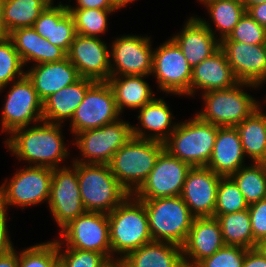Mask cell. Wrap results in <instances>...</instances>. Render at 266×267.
<instances>
[{
  "label": "cell",
  "instance_id": "6da1fadb",
  "mask_svg": "<svg viewBox=\"0 0 266 267\" xmlns=\"http://www.w3.org/2000/svg\"><path fill=\"white\" fill-rule=\"evenodd\" d=\"M42 122V125L31 128L15 129L6 140L7 147L17 158L34 162L33 166L58 168L69 155L61 136V124Z\"/></svg>",
  "mask_w": 266,
  "mask_h": 267
},
{
  "label": "cell",
  "instance_id": "7a4b0ae2",
  "mask_svg": "<svg viewBox=\"0 0 266 267\" xmlns=\"http://www.w3.org/2000/svg\"><path fill=\"white\" fill-rule=\"evenodd\" d=\"M164 149V143L133 137L113 155L110 170L129 195H133L146 181Z\"/></svg>",
  "mask_w": 266,
  "mask_h": 267
},
{
  "label": "cell",
  "instance_id": "3957f363",
  "mask_svg": "<svg viewBox=\"0 0 266 267\" xmlns=\"http://www.w3.org/2000/svg\"><path fill=\"white\" fill-rule=\"evenodd\" d=\"M108 220L111 250L123 254L121 259L153 241L144 203L133 195H128L115 207L108 214Z\"/></svg>",
  "mask_w": 266,
  "mask_h": 267
},
{
  "label": "cell",
  "instance_id": "277c9868",
  "mask_svg": "<svg viewBox=\"0 0 266 267\" xmlns=\"http://www.w3.org/2000/svg\"><path fill=\"white\" fill-rule=\"evenodd\" d=\"M78 185L87 212L109 214L129 193L112 174L109 164L77 162Z\"/></svg>",
  "mask_w": 266,
  "mask_h": 267
},
{
  "label": "cell",
  "instance_id": "5b68a950",
  "mask_svg": "<svg viewBox=\"0 0 266 267\" xmlns=\"http://www.w3.org/2000/svg\"><path fill=\"white\" fill-rule=\"evenodd\" d=\"M144 203L153 241L183 246L194 216L180 196L141 200Z\"/></svg>",
  "mask_w": 266,
  "mask_h": 267
},
{
  "label": "cell",
  "instance_id": "8992f818",
  "mask_svg": "<svg viewBox=\"0 0 266 267\" xmlns=\"http://www.w3.org/2000/svg\"><path fill=\"white\" fill-rule=\"evenodd\" d=\"M218 126L201 120L197 115L176 128L164 143L165 150L191 167L207 166L212 156Z\"/></svg>",
  "mask_w": 266,
  "mask_h": 267
},
{
  "label": "cell",
  "instance_id": "52a82bcc",
  "mask_svg": "<svg viewBox=\"0 0 266 267\" xmlns=\"http://www.w3.org/2000/svg\"><path fill=\"white\" fill-rule=\"evenodd\" d=\"M245 85L256 88L252 83L239 82L234 87L205 92V110L196 115L219 127H236L255 111L257 103L241 89Z\"/></svg>",
  "mask_w": 266,
  "mask_h": 267
},
{
  "label": "cell",
  "instance_id": "ba28073f",
  "mask_svg": "<svg viewBox=\"0 0 266 267\" xmlns=\"http://www.w3.org/2000/svg\"><path fill=\"white\" fill-rule=\"evenodd\" d=\"M85 164H109L113 155L133 138L132 126L122 120L75 134ZM87 159V160H86Z\"/></svg>",
  "mask_w": 266,
  "mask_h": 267
},
{
  "label": "cell",
  "instance_id": "9c48e42d",
  "mask_svg": "<svg viewBox=\"0 0 266 267\" xmlns=\"http://www.w3.org/2000/svg\"><path fill=\"white\" fill-rule=\"evenodd\" d=\"M114 93L107 81H95L71 118L74 134L100 128L119 120Z\"/></svg>",
  "mask_w": 266,
  "mask_h": 267
},
{
  "label": "cell",
  "instance_id": "30bf717a",
  "mask_svg": "<svg viewBox=\"0 0 266 267\" xmlns=\"http://www.w3.org/2000/svg\"><path fill=\"white\" fill-rule=\"evenodd\" d=\"M61 236L67 248L98 252L113 260L108 214L86 211L65 225Z\"/></svg>",
  "mask_w": 266,
  "mask_h": 267
},
{
  "label": "cell",
  "instance_id": "8fae6325",
  "mask_svg": "<svg viewBox=\"0 0 266 267\" xmlns=\"http://www.w3.org/2000/svg\"><path fill=\"white\" fill-rule=\"evenodd\" d=\"M192 167L163 150L146 181L134 193L139 200L180 196L187 174Z\"/></svg>",
  "mask_w": 266,
  "mask_h": 267
},
{
  "label": "cell",
  "instance_id": "7c38bea8",
  "mask_svg": "<svg viewBox=\"0 0 266 267\" xmlns=\"http://www.w3.org/2000/svg\"><path fill=\"white\" fill-rule=\"evenodd\" d=\"M52 170L29 165L26 169L18 171L8 185L4 183L0 186V196L6 207L16 205L24 209L25 206L49 201Z\"/></svg>",
  "mask_w": 266,
  "mask_h": 267
},
{
  "label": "cell",
  "instance_id": "4fadbf2b",
  "mask_svg": "<svg viewBox=\"0 0 266 267\" xmlns=\"http://www.w3.org/2000/svg\"><path fill=\"white\" fill-rule=\"evenodd\" d=\"M151 74L157 78L162 91L190 95L192 67L172 38L153 51Z\"/></svg>",
  "mask_w": 266,
  "mask_h": 267
},
{
  "label": "cell",
  "instance_id": "5bb4252c",
  "mask_svg": "<svg viewBox=\"0 0 266 267\" xmlns=\"http://www.w3.org/2000/svg\"><path fill=\"white\" fill-rule=\"evenodd\" d=\"M49 208L59 228L86 212L78 185L77 162L70 167L52 170Z\"/></svg>",
  "mask_w": 266,
  "mask_h": 267
},
{
  "label": "cell",
  "instance_id": "9a60e30c",
  "mask_svg": "<svg viewBox=\"0 0 266 267\" xmlns=\"http://www.w3.org/2000/svg\"><path fill=\"white\" fill-rule=\"evenodd\" d=\"M2 111L3 132L10 134L31 122L43 121V101L26 75L13 83Z\"/></svg>",
  "mask_w": 266,
  "mask_h": 267
},
{
  "label": "cell",
  "instance_id": "2e32d148",
  "mask_svg": "<svg viewBox=\"0 0 266 267\" xmlns=\"http://www.w3.org/2000/svg\"><path fill=\"white\" fill-rule=\"evenodd\" d=\"M99 37L76 34L67 58L76 67L82 78L93 81H108L110 78V51Z\"/></svg>",
  "mask_w": 266,
  "mask_h": 267
},
{
  "label": "cell",
  "instance_id": "e0dca14e",
  "mask_svg": "<svg viewBox=\"0 0 266 267\" xmlns=\"http://www.w3.org/2000/svg\"><path fill=\"white\" fill-rule=\"evenodd\" d=\"M150 43V37L124 35L117 38L110 51L116 64V67L111 65L110 76L151 75L153 51Z\"/></svg>",
  "mask_w": 266,
  "mask_h": 267
},
{
  "label": "cell",
  "instance_id": "ac0fdd59",
  "mask_svg": "<svg viewBox=\"0 0 266 267\" xmlns=\"http://www.w3.org/2000/svg\"><path fill=\"white\" fill-rule=\"evenodd\" d=\"M220 179L206 166L189 170L180 197L194 217H213Z\"/></svg>",
  "mask_w": 266,
  "mask_h": 267
},
{
  "label": "cell",
  "instance_id": "d6986e66",
  "mask_svg": "<svg viewBox=\"0 0 266 267\" xmlns=\"http://www.w3.org/2000/svg\"><path fill=\"white\" fill-rule=\"evenodd\" d=\"M224 245L217 218L194 217L187 239L182 246L185 267H195L200 261L212 256ZM186 258L190 259L187 260Z\"/></svg>",
  "mask_w": 266,
  "mask_h": 267
},
{
  "label": "cell",
  "instance_id": "ffe728a7",
  "mask_svg": "<svg viewBox=\"0 0 266 267\" xmlns=\"http://www.w3.org/2000/svg\"><path fill=\"white\" fill-rule=\"evenodd\" d=\"M210 27L206 20L191 17L182 32L172 37L192 68L220 49V40Z\"/></svg>",
  "mask_w": 266,
  "mask_h": 267
},
{
  "label": "cell",
  "instance_id": "44dd1931",
  "mask_svg": "<svg viewBox=\"0 0 266 267\" xmlns=\"http://www.w3.org/2000/svg\"><path fill=\"white\" fill-rule=\"evenodd\" d=\"M234 75L240 82L254 84L264 72L266 44L251 45L237 41H220Z\"/></svg>",
  "mask_w": 266,
  "mask_h": 267
},
{
  "label": "cell",
  "instance_id": "7402d4cb",
  "mask_svg": "<svg viewBox=\"0 0 266 267\" xmlns=\"http://www.w3.org/2000/svg\"><path fill=\"white\" fill-rule=\"evenodd\" d=\"M239 82L225 53L219 49L211 57L192 68L190 95H193L198 88L204 90L205 93L234 87Z\"/></svg>",
  "mask_w": 266,
  "mask_h": 267
},
{
  "label": "cell",
  "instance_id": "603a6c76",
  "mask_svg": "<svg viewBox=\"0 0 266 267\" xmlns=\"http://www.w3.org/2000/svg\"><path fill=\"white\" fill-rule=\"evenodd\" d=\"M25 75L32 82L42 101L81 78L78 70L68 58L59 62L36 64Z\"/></svg>",
  "mask_w": 266,
  "mask_h": 267
},
{
  "label": "cell",
  "instance_id": "cb8c5ba5",
  "mask_svg": "<svg viewBox=\"0 0 266 267\" xmlns=\"http://www.w3.org/2000/svg\"><path fill=\"white\" fill-rule=\"evenodd\" d=\"M241 138L236 127H219L214 149L206 167L221 177H229L244 163Z\"/></svg>",
  "mask_w": 266,
  "mask_h": 267
},
{
  "label": "cell",
  "instance_id": "d4e9b609",
  "mask_svg": "<svg viewBox=\"0 0 266 267\" xmlns=\"http://www.w3.org/2000/svg\"><path fill=\"white\" fill-rule=\"evenodd\" d=\"M33 28L51 44L68 53L76 35L75 21L67 5L48 6L35 21Z\"/></svg>",
  "mask_w": 266,
  "mask_h": 267
},
{
  "label": "cell",
  "instance_id": "484cf974",
  "mask_svg": "<svg viewBox=\"0 0 266 267\" xmlns=\"http://www.w3.org/2000/svg\"><path fill=\"white\" fill-rule=\"evenodd\" d=\"M13 42L24 65L29 61L36 64L59 62L67 58V53L51 44L38 34L33 27L17 28L7 35Z\"/></svg>",
  "mask_w": 266,
  "mask_h": 267
},
{
  "label": "cell",
  "instance_id": "4316f807",
  "mask_svg": "<svg viewBox=\"0 0 266 267\" xmlns=\"http://www.w3.org/2000/svg\"><path fill=\"white\" fill-rule=\"evenodd\" d=\"M94 82L81 77L77 82L47 97L43 101V121L61 124L64 119L72 118L75 110L83 101L87 89Z\"/></svg>",
  "mask_w": 266,
  "mask_h": 267
},
{
  "label": "cell",
  "instance_id": "83f0119b",
  "mask_svg": "<svg viewBox=\"0 0 266 267\" xmlns=\"http://www.w3.org/2000/svg\"><path fill=\"white\" fill-rule=\"evenodd\" d=\"M122 260L126 267H185L182 247L162 241L142 245Z\"/></svg>",
  "mask_w": 266,
  "mask_h": 267
},
{
  "label": "cell",
  "instance_id": "f1b7e54d",
  "mask_svg": "<svg viewBox=\"0 0 266 267\" xmlns=\"http://www.w3.org/2000/svg\"><path fill=\"white\" fill-rule=\"evenodd\" d=\"M138 119L143 128L153 131L148 136L141 128L132 127V135L138 139L152 140L165 143L176 128L171 127L172 113L163 99H153L139 110ZM170 127V128H169Z\"/></svg>",
  "mask_w": 266,
  "mask_h": 267
},
{
  "label": "cell",
  "instance_id": "f546056e",
  "mask_svg": "<svg viewBox=\"0 0 266 267\" xmlns=\"http://www.w3.org/2000/svg\"><path fill=\"white\" fill-rule=\"evenodd\" d=\"M144 77L146 75L110 76L107 82L114 93L120 113L124 106L139 109L154 99V93L148 83L143 80Z\"/></svg>",
  "mask_w": 266,
  "mask_h": 267
},
{
  "label": "cell",
  "instance_id": "4dcf8cb0",
  "mask_svg": "<svg viewBox=\"0 0 266 267\" xmlns=\"http://www.w3.org/2000/svg\"><path fill=\"white\" fill-rule=\"evenodd\" d=\"M47 7L41 0H2L1 21L4 34L8 35L17 28L33 27Z\"/></svg>",
  "mask_w": 266,
  "mask_h": 267
},
{
  "label": "cell",
  "instance_id": "1f68e13d",
  "mask_svg": "<svg viewBox=\"0 0 266 267\" xmlns=\"http://www.w3.org/2000/svg\"><path fill=\"white\" fill-rule=\"evenodd\" d=\"M217 218L225 245L239 246L246 249L256 247L253 237L249 210L220 215Z\"/></svg>",
  "mask_w": 266,
  "mask_h": 267
},
{
  "label": "cell",
  "instance_id": "d6a6232c",
  "mask_svg": "<svg viewBox=\"0 0 266 267\" xmlns=\"http://www.w3.org/2000/svg\"><path fill=\"white\" fill-rule=\"evenodd\" d=\"M243 152L253 163H261L266 157V129L261 116L254 111L236 126Z\"/></svg>",
  "mask_w": 266,
  "mask_h": 267
},
{
  "label": "cell",
  "instance_id": "836d02e7",
  "mask_svg": "<svg viewBox=\"0 0 266 267\" xmlns=\"http://www.w3.org/2000/svg\"><path fill=\"white\" fill-rule=\"evenodd\" d=\"M230 177L249 205L266 198V172L261 163L241 167Z\"/></svg>",
  "mask_w": 266,
  "mask_h": 267
},
{
  "label": "cell",
  "instance_id": "e575fe53",
  "mask_svg": "<svg viewBox=\"0 0 266 267\" xmlns=\"http://www.w3.org/2000/svg\"><path fill=\"white\" fill-rule=\"evenodd\" d=\"M200 2L206 5L211 20H213L217 29L220 30L221 38L219 40L229 36L246 12L244 4L238 1L200 0Z\"/></svg>",
  "mask_w": 266,
  "mask_h": 267
},
{
  "label": "cell",
  "instance_id": "d590c367",
  "mask_svg": "<svg viewBox=\"0 0 266 267\" xmlns=\"http://www.w3.org/2000/svg\"><path fill=\"white\" fill-rule=\"evenodd\" d=\"M248 207L249 204L245 201L234 180L230 176L221 177L217 188L213 217L247 210Z\"/></svg>",
  "mask_w": 266,
  "mask_h": 267
},
{
  "label": "cell",
  "instance_id": "8d00e7d4",
  "mask_svg": "<svg viewBox=\"0 0 266 267\" xmlns=\"http://www.w3.org/2000/svg\"><path fill=\"white\" fill-rule=\"evenodd\" d=\"M75 21L76 34L99 37L107 28V16L115 10L68 9Z\"/></svg>",
  "mask_w": 266,
  "mask_h": 267
},
{
  "label": "cell",
  "instance_id": "74e56055",
  "mask_svg": "<svg viewBox=\"0 0 266 267\" xmlns=\"http://www.w3.org/2000/svg\"><path fill=\"white\" fill-rule=\"evenodd\" d=\"M24 63L16 51L12 40L7 36L0 37V91L12 82L16 76L22 78Z\"/></svg>",
  "mask_w": 266,
  "mask_h": 267
},
{
  "label": "cell",
  "instance_id": "f35d334b",
  "mask_svg": "<svg viewBox=\"0 0 266 267\" xmlns=\"http://www.w3.org/2000/svg\"><path fill=\"white\" fill-rule=\"evenodd\" d=\"M59 261L58 241L38 244L19 253L18 267H54Z\"/></svg>",
  "mask_w": 266,
  "mask_h": 267
},
{
  "label": "cell",
  "instance_id": "ab89813d",
  "mask_svg": "<svg viewBox=\"0 0 266 267\" xmlns=\"http://www.w3.org/2000/svg\"><path fill=\"white\" fill-rule=\"evenodd\" d=\"M220 41H237L251 45L266 44V28L246 11L229 36Z\"/></svg>",
  "mask_w": 266,
  "mask_h": 267
},
{
  "label": "cell",
  "instance_id": "60d3db41",
  "mask_svg": "<svg viewBox=\"0 0 266 267\" xmlns=\"http://www.w3.org/2000/svg\"><path fill=\"white\" fill-rule=\"evenodd\" d=\"M62 243L58 241L59 260L65 267H104L109 259L101 253L94 251H82L75 248H66L61 251Z\"/></svg>",
  "mask_w": 266,
  "mask_h": 267
},
{
  "label": "cell",
  "instance_id": "b9f144b4",
  "mask_svg": "<svg viewBox=\"0 0 266 267\" xmlns=\"http://www.w3.org/2000/svg\"><path fill=\"white\" fill-rule=\"evenodd\" d=\"M247 250L239 246L224 245L212 256L200 261L195 267H242Z\"/></svg>",
  "mask_w": 266,
  "mask_h": 267
},
{
  "label": "cell",
  "instance_id": "7bdbcfd3",
  "mask_svg": "<svg viewBox=\"0 0 266 267\" xmlns=\"http://www.w3.org/2000/svg\"><path fill=\"white\" fill-rule=\"evenodd\" d=\"M254 239L258 242L266 238V198L248 207Z\"/></svg>",
  "mask_w": 266,
  "mask_h": 267
},
{
  "label": "cell",
  "instance_id": "ee69618b",
  "mask_svg": "<svg viewBox=\"0 0 266 267\" xmlns=\"http://www.w3.org/2000/svg\"><path fill=\"white\" fill-rule=\"evenodd\" d=\"M6 208L8 207H6L2 197L0 196V254L7 252L13 248L12 243L9 239L10 237H8V228L6 226Z\"/></svg>",
  "mask_w": 266,
  "mask_h": 267
},
{
  "label": "cell",
  "instance_id": "f6af8a7d",
  "mask_svg": "<svg viewBox=\"0 0 266 267\" xmlns=\"http://www.w3.org/2000/svg\"><path fill=\"white\" fill-rule=\"evenodd\" d=\"M77 7L67 5L68 9H102L118 10L113 0H77Z\"/></svg>",
  "mask_w": 266,
  "mask_h": 267
},
{
  "label": "cell",
  "instance_id": "bcb514c9",
  "mask_svg": "<svg viewBox=\"0 0 266 267\" xmlns=\"http://www.w3.org/2000/svg\"><path fill=\"white\" fill-rule=\"evenodd\" d=\"M242 267H266V258L256 249H248Z\"/></svg>",
  "mask_w": 266,
  "mask_h": 267
},
{
  "label": "cell",
  "instance_id": "7dc6e473",
  "mask_svg": "<svg viewBox=\"0 0 266 267\" xmlns=\"http://www.w3.org/2000/svg\"><path fill=\"white\" fill-rule=\"evenodd\" d=\"M247 12L261 26L266 28V2L250 7Z\"/></svg>",
  "mask_w": 266,
  "mask_h": 267
},
{
  "label": "cell",
  "instance_id": "c3c4849f",
  "mask_svg": "<svg viewBox=\"0 0 266 267\" xmlns=\"http://www.w3.org/2000/svg\"><path fill=\"white\" fill-rule=\"evenodd\" d=\"M19 255L14 248L0 254V267H18Z\"/></svg>",
  "mask_w": 266,
  "mask_h": 267
},
{
  "label": "cell",
  "instance_id": "681fc988",
  "mask_svg": "<svg viewBox=\"0 0 266 267\" xmlns=\"http://www.w3.org/2000/svg\"><path fill=\"white\" fill-rule=\"evenodd\" d=\"M104 267H126L124 261L119 257L117 260H109Z\"/></svg>",
  "mask_w": 266,
  "mask_h": 267
},
{
  "label": "cell",
  "instance_id": "f907efd6",
  "mask_svg": "<svg viewBox=\"0 0 266 267\" xmlns=\"http://www.w3.org/2000/svg\"><path fill=\"white\" fill-rule=\"evenodd\" d=\"M255 248L266 258V238L259 240Z\"/></svg>",
  "mask_w": 266,
  "mask_h": 267
},
{
  "label": "cell",
  "instance_id": "816d5d0a",
  "mask_svg": "<svg viewBox=\"0 0 266 267\" xmlns=\"http://www.w3.org/2000/svg\"><path fill=\"white\" fill-rule=\"evenodd\" d=\"M265 2H266V0H244L243 4H244L245 9L247 11L250 7L257 5V4H260V3H265Z\"/></svg>",
  "mask_w": 266,
  "mask_h": 267
},
{
  "label": "cell",
  "instance_id": "f5cc1de1",
  "mask_svg": "<svg viewBox=\"0 0 266 267\" xmlns=\"http://www.w3.org/2000/svg\"><path fill=\"white\" fill-rule=\"evenodd\" d=\"M132 1L134 0H113V3L117 9H120L121 7H125L127 4H129Z\"/></svg>",
  "mask_w": 266,
  "mask_h": 267
},
{
  "label": "cell",
  "instance_id": "db71d44e",
  "mask_svg": "<svg viewBox=\"0 0 266 267\" xmlns=\"http://www.w3.org/2000/svg\"><path fill=\"white\" fill-rule=\"evenodd\" d=\"M259 103H256L255 111L261 116V118L264 121L265 129H266V113H263L262 110L259 107Z\"/></svg>",
  "mask_w": 266,
  "mask_h": 267
},
{
  "label": "cell",
  "instance_id": "11a10c76",
  "mask_svg": "<svg viewBox=\"0 0 266 267\" xmlns=\"http://www.w3.org/2000/svg\"><path fill=\"white\" fill-rule=\"evenodd\" d=\"M264 81L266 82V64H265L263 75L254 83L255 87H258Z\"/></svg>",
  "mask_w": 266,
  "mask_h": 267
},
{
  "label": "cell",
  "instance_id": "9f6ffc18",
  "mask_svg": "<svg viewBox=\"0 0 266 267\" xmlns=\"http://www.w3.org/2000/svg\"><path fill=\"white\" fill-rule=\"evenodd\" d=\"M1 5H2V0H0V37H3V36H5V34H4V30L2 27V21H1Z\"/></svg>",
  "mask_w": 266,
  "mask_h": 267
},
{
  "label": "cell",
  "instance_id": "6f0895ef",
  "mask_svg": "<svg viewBox=\"0 0 266 267\" xmlns=\"http://www.w3.org/2000/svg\"><path fill=\"white\" fill-rule=\"evenodd\" d=\"M43 1L45 4H47L48 6H52L53 5V0H41Z\"/></svg>",
  "mask_w": 266,
  "mask_h": 267
},
{
  "label": "cell",
  "instance_id": "680465c9",
  "mask_svg": "<svg viewBox=\"0 0 266 267\" xmlns=\"http://www.w3.org/2000/svg\"><path fill=\"white\" fill-rule=\"evenodd\" d=\"M54 267H65V265L59 260Z\"/></svg>",
  "mask_w": 266,
  "mask_h": 267
},
{
  "label": "cell",
  "instance_id": "91938a15",
  "mask_svg": "<svg viewBox=\"0 0 266 267\" xmlns=\"http://www.w3.org/2000/svg\"><path fill=\"white\" fill-rule=\"evenodd\" d=\"M261 164L264 166L265 172H266V157L264 158V160L261 162Z\"/></svg>",
  "mask_w": 266,
  "mask_h": 267
},
{
  "label": "cell",
  "instance_id": "94428289",
  "mask_svg": "<svg viewBox=\"0 0 266 267\" xmlns=\"http://www.w3.org/2000/svg\"><path fill=\"white\" fill-rule=\"evenodd\" d=\"M231 1H238V2H241V3L244 2V0H231Z\"/></svg>",
  "mask_w": 266,
  "mask_h": 267
}]
</instances>
